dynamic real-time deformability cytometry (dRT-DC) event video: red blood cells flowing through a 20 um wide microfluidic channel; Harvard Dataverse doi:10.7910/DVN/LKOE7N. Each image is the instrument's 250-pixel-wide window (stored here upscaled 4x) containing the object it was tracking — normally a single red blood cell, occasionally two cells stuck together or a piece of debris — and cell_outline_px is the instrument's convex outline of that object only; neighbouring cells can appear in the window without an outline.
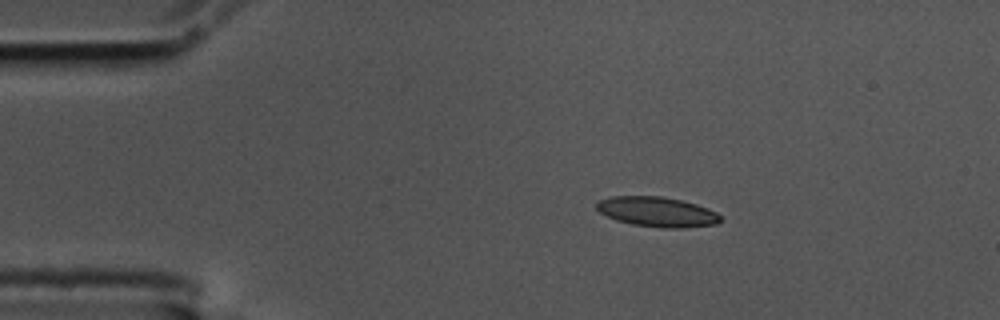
{"species": "common noctule bat (a hibernating species)", "species_latin": "Nyctalus noctula", "temperature_condition": "cold", "stored_images_in_passage": 48, "camera_frame_rate_fps": 3000, "um_per_image_px": 0.085, "animal": {"sex": "male", "body_mass_g": 17.5, "forearm_length_mm": 52.3}, "frame": {"image": 1, "passage_image": 1, "time_ms": 0.0, "image_size_px": [1000, 320], "cell_outline_px": [[720, 220], [716, 224], [680, 228], [664, 228], [632, 224], [616, 220], [600, 212], [596, 208], [596, 200], [612, 196], [660, 196], [680, 200], [696, 204], [708, 208], [716, 212], [720, 216]], "centroid_in_image_um": [55.82, 18.0], "position_along_channel_um": 29.2, "area_um2": 21.5}}
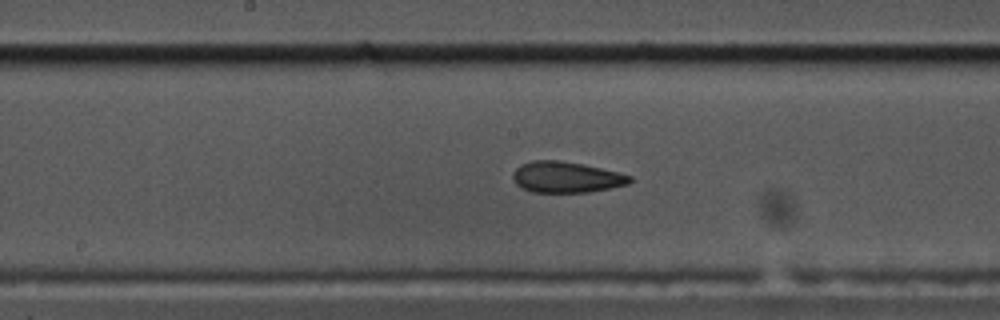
{"frame": {"image": 2, "passage_image": 20, "time_ms": 6.333, "image_size_px": [1000, 320], "cell_outline_px": [[632, 180], [628, 184], [588, 192], [532, 192], [516, 184], [512, 176], [512, 172], [520, 164], [532, 160], [556, 160], [584, 164], [632, 176]], "centroid_in_image_um": [48.09, 15.05], "position_along_channel_um": 200.1, "area_um2": 20.98}}
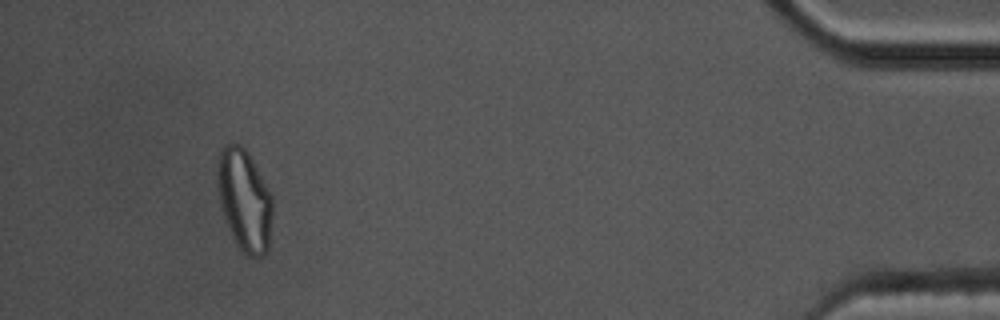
{"frame": {"image": 3, "passage_image": 44, "time_ms": 14.333, "image_size_px": [1000, 320], "cell_outline_px": [[272, 216], [268, 248], [264, 256], [248, 256], [240, 248], [224, 216], [220, 204], [216, 172], [220, 152], [224, 144], [240, 144], [248, 152], [272, 196]], "centroid_in_image_um": [20.78, 16.98], "position_along_channel_um": 414.4, "area_um2": 32.14}, "authors_computed_cell_mechanics": {"area_um2": 22.0218, "velocity_mm_per_s": 3.5072, "shape_relaxation_time_tau1_ms": null, "shape_relaxation_time_tau2_ms": 3.1296, "deformation_change_tau1": null, "deformation_change_tau2": 0.1041}}